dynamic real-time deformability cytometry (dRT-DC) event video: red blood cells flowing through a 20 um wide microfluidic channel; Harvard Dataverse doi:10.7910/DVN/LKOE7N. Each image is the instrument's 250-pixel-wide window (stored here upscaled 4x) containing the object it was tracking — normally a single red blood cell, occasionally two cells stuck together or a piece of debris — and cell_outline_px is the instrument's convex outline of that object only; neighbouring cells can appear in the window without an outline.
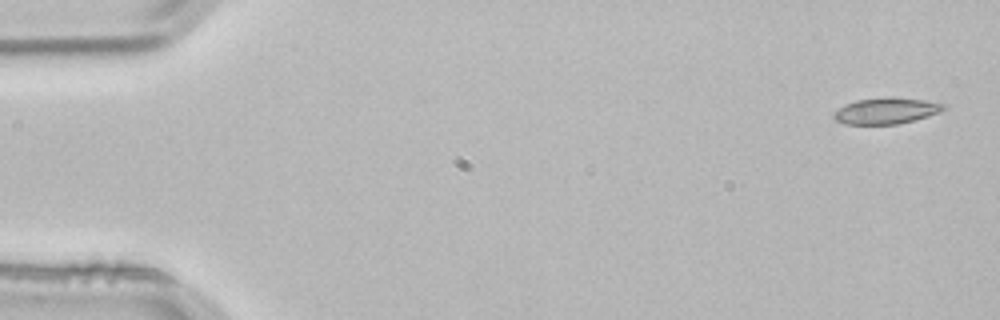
{"species": "common noctule bat (a hibernating species)", "species_latin": "Nyctalus noctula", "temperature_condition": "room temperature", "stored_images_in_passage": 4, "camera_frame_rate_fps": 3000, "um_per_image_px": 0.085, "animal": {"sex": "male", "body_mass_g": 21.5, "forearm_length_mm": 52.0}, "frame": {"image": 1, "passage_image": 1, "time_ms": 0.0, "image_size_px": [1000, 320], "cell_outline_px": [[944, 108], [940, 112], [928, 116], [896, 124], [848, 124], [836, 120], [832, 116], [832, 112], [856, 100], [884, 96], [892, 96], [924, 100], [944, 104]], "centroid_in_image_um": [75.3, 9.4], "position_along_channel_um": 9.7, "area_um2": 16.65}}
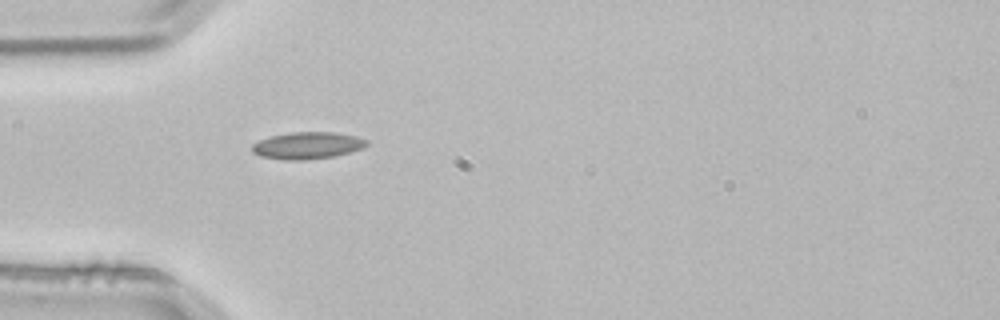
{"frame": {"image": 2, "passage_image": 4, "time_ms": 1.0, "image_size_px": [1000, 320], "cell_outline_px": [[368, 144], [360, 148], [348, 152], [332, 156], [300, 160], [284, 160], [260, 156], [252, 152], [252, 144], [260, 140], [272, 136], [288, 132], [336, 132], [356, 136], [368, 140]], "centroid_in_image_um": [26.1, 12.35], "position_along_channel_um": 58.9, "area_um2": 17.8}}